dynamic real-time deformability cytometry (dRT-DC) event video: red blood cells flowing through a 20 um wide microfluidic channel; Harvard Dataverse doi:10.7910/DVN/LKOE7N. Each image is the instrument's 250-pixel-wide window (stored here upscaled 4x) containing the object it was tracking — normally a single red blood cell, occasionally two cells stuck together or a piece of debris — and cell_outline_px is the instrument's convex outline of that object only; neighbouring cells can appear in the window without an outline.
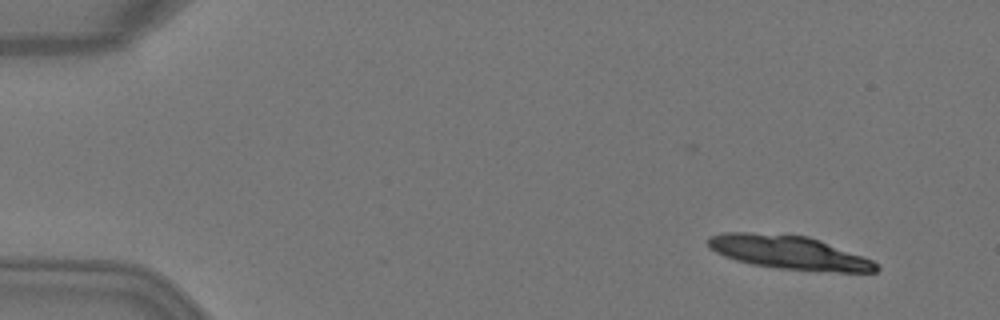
{"species": "Egyptian fruit bat (a non-hibernating species)", "species_latin": "Rousettus aegyptiacus", "temperature_condition": "warm", "stored_images_in_passage": 5, "camera_frame_rate_fps": 3000, "um_per_image_px": 0.085, "animal": {"sex": "female"}, "frame": {"image": 1, "passage_image": 1, "time_ms": 0.0, "image_size_px": [1000, 320], "cell_outline_px": [[880, 268], [876, 272], [836, 272], [780, 268], [752, 264], [736, 260], [724, 256], [708, 248], [708, 236], [724, 232], [752, 232], [808, 236], [864, 256], [872, 260]], "centroid_in_image_um": [67.05, 21.45], "position_along_channel_um": 18.0, "area_um2": 32.89}}